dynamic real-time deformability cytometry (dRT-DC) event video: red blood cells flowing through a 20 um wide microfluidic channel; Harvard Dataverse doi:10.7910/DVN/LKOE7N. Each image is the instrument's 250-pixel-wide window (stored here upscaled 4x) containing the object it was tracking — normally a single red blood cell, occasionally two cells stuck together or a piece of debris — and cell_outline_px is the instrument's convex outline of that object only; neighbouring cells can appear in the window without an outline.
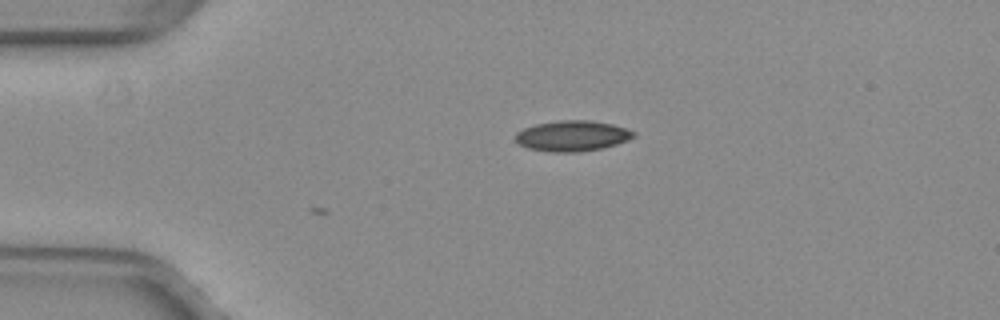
{"species": "common noctule bat (a hibernating species)", "species_latin": "Nyctalus noctula", "temperature_condition": "warm", "stored_images_in_passage": 4, "camera_frame_rate_fps": 3000, "um_per_image_px": 0.085, "animal": {"sex": "female", "body_mass_g": 29.2, "forearm_length_mm": 56.3}, "frame": {"image": 1, "passage_image": 1, "time_ms": 0.0, "image_size_px": [1000, 320], "cell_outline_px": [[636, 136], [628, 140], [616, 144], [600, 148], [576, 152], [556, 152], [528, 148], [520, 144], [516, 140], [516, 132], [524, 128], [536, 124], [560, 120], [588, 120], [612, 124], [636, 132]], "centroid_in_image_um": [48.66, 11.54], "position_along_channel_um": 36.3, "area_um2": 20.81}}